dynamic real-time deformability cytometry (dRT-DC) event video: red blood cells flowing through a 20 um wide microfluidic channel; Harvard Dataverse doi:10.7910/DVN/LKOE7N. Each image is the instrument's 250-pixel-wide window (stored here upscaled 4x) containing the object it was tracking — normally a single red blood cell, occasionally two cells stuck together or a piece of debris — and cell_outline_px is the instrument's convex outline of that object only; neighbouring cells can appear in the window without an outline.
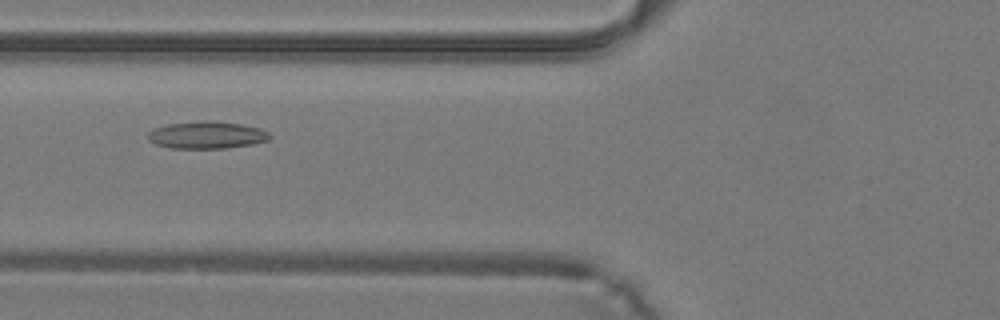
{"species": "common noctule bat (a hibernating species)", "species_latin": "Nyctalus noctula", "temperature_condition": "warm", "stored_images_in_passage": 37, "camera_frame_rate_fps": 3000, "um_per_image_px": 0.085, "animal": {"sex": "male", "body_mass_g": 19.2, "forearm_length_mm": 51.8}, "frame": {"image": 1, "passage_image": 13, "time_ms": 4.0, "image_size_px": [1000, 320], "cell_outline_px": [[272, 136], [268, 140], [252, 144], [228, 148], [168, 148], [156, 144], [148, 140], [148, 132], [152, 128], [168, 124], [204, 120], [240, 124], [260, 128], [268, 132]], "centroid_in_image_um": [17.55, 11.48], "position_along_channel_um": 108.2, "area_um2": 19.36}}
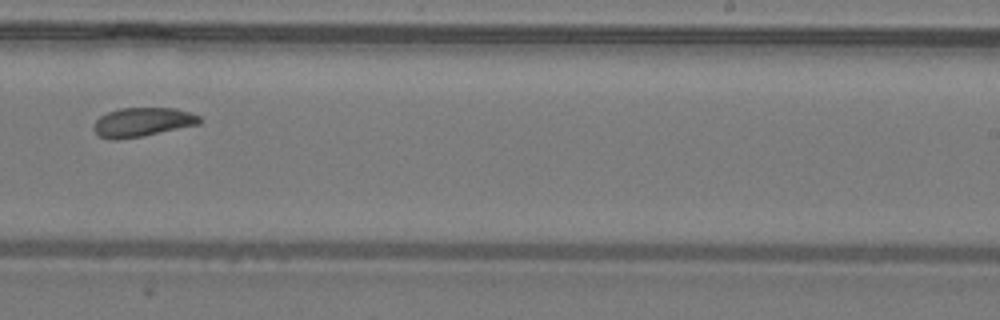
{"frame": {"image": 2, "passage_image": 23, "time_ms": 7.333, "image_size_px": [1000, 320], "cell_outline_px": [[200, 124], [144, 136], [120, 140], [108, 140], [100, 136], [92, 128], [96, 120], [100, 116], [108, 112], [120, 108], [176, 108], [192, 112], [200, 116]], "centroid_in_image_um": [12.11, 10.39], "position_along_channel_um": 276.9, "area_um2": 18.15}}
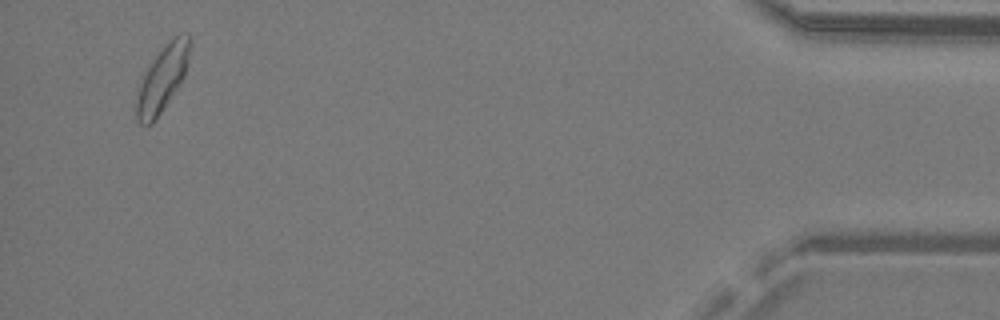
{"frame": {"image": 3, "passage_image": 36, "time_ms": 11.667, "image_size_px": [1000, 320], "cell_outline_px": [[192, 44], [184, 76], [156, 120], [152, 124], [144, 128], [136, 120], [136, 96], [140, 84], [148, 64], [176, 36], [188, 32], [192, 40]], "centroid_in_image_um": [13.79, 6.74], "position_along_channel_um": 421.4, "area_um2": 20.29}}